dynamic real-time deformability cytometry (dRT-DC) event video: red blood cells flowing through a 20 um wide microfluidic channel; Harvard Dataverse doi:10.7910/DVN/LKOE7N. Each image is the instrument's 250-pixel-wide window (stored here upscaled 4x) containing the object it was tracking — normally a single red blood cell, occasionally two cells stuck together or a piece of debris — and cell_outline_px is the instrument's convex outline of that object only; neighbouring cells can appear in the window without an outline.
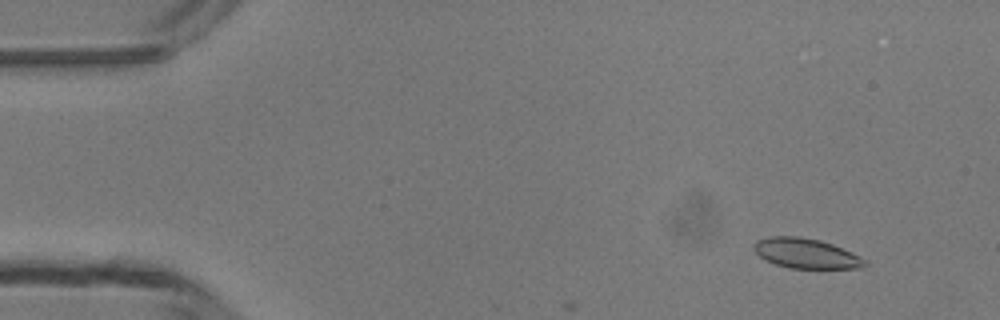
{"species": "common noctule bat (a hibernating species)", "species_latin": "Nyctalus noctula", "temperature_condition": "room temperature", "stored_images_in_passage": 7, "camera_frame_rate_fps": 3000, "um_per_image_px": 0.085, "animal": {"sex": "male", "body_mass_g": 13.3}, "frame": {"image": 1, "passage_image": 5, "time_ms": 1.333, "image_size_px": [1000, 320], "cell_outline_px": [[868, 264], [864, 268], [788, 268], [764, 260], [752, 248], [752, 244], [756, 240], [768, 236], [800, 236], [820, 240], [832, 244], [852, 252], [868, 260]], "centroid_in_image_um": [68.51, 21.53], "position_along_channel_um": 16.5, "area_um2": 19.65}}